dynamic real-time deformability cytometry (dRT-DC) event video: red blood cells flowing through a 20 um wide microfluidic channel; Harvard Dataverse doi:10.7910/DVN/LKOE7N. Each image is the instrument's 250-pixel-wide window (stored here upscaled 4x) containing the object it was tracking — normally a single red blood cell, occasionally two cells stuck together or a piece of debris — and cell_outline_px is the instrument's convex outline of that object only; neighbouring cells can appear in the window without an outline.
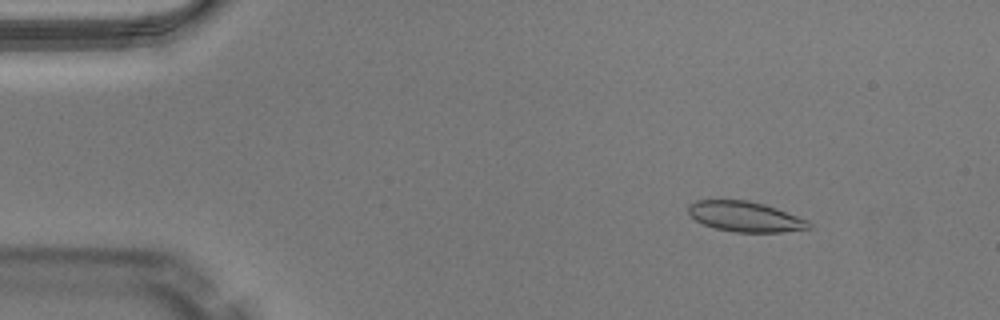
{"species": "Egyptian fruit bat (a non-hibernating species)", "species_latin": "Rousettus aegyptiacus", "temperature_condition": "warm", "stored_images_in_passage": 48, "camera_frame_rate_fps": 3000, "um_per_image_px": 0.085, "animal": {"sex": "male"}, "frame": {"image": 1, "passage_image": 5, "time_ms": 1.333, "image_size_px": [1000, 320], "cell_outline_px": [[812, 228], [780, 232], [736, 232], [716, 228], [704, 224], [696, 220], [688, 212], [688, 204], [696, 200], [748, 200], [764, 204], [776, 208], [808, 220], [812, 224]], "centroid_in_image_um": [63.35, 18.41], "position_along_channel_um": 21.6, "area_um2": 21.15}}
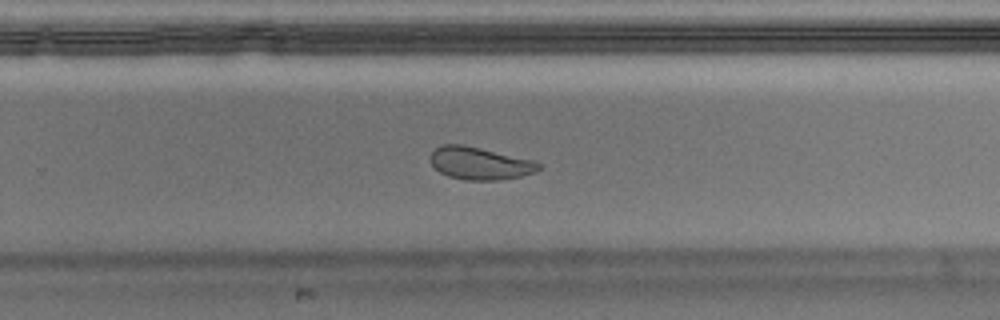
{"frame": {"image": 2, "passage_image": 31, "time_ms": 10.0, "image_size_px": [1000, 320], "cell_outline_px": [[540, 168], [536, 172], [520, 176], [500, 180], [464, 180], [448, 176], [440, 172], [432, 164], [428, 156], [436, 148], [444, 144], [464, 144], [532, 160], [540, 164]], "centroid_in_image_um": [40.75, 13.88], "position_along_channel_um": 289.0, "area_um2": 20.46}}
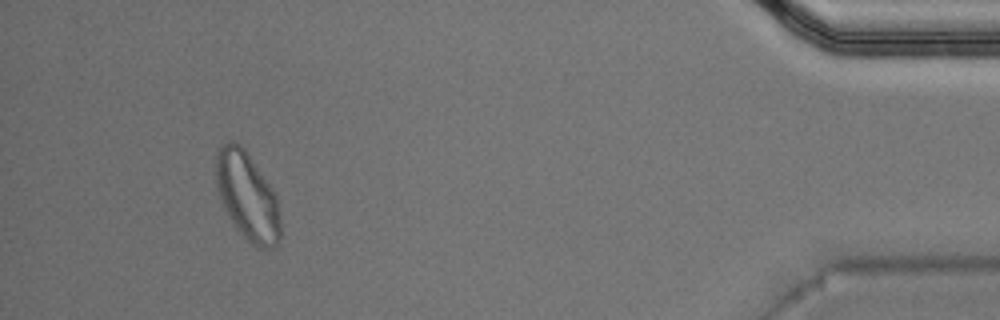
{"frame": {"image": 3, "passage_image": 45, "time_ms": 14.667, "image_size_px": [1000, 320], "cell_outline_px": [[280, 240], [276, 248], [260, 248], [252, 244], [236, 228], [220, 196], [216, 184], [216, 152], [228, 140], [232, 140], [240, 144], [244, 148], [272, 188], [276, 196], [280, 216]], "centroid_in_image_um": [21.05, 16.68], "position_along_channel_um": 414.2, "area_um2": 32.6}, "authors_computed_cell_mechanics": {"area_um2": 21.5594, "velocity_mm_per_s": 4.0328, "shape_relaxation_time_tau1_ms": null, "shape_relaxation_time_tau2_ms": 1.3839, "deformation_change_tau1": null, "deformation_change_tau2": 0.0546}}